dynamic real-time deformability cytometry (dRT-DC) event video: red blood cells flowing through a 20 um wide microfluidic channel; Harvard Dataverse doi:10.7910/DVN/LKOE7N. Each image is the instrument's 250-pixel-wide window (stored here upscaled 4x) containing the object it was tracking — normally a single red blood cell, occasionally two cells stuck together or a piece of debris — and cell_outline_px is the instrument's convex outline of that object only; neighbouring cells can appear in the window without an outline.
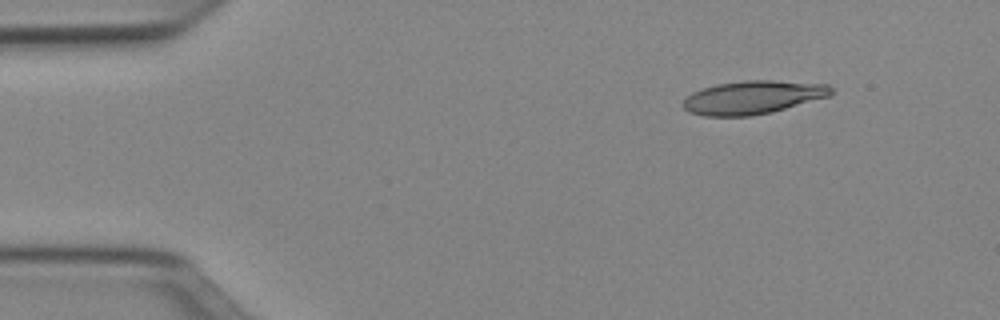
{"species": "Egyptian fruit bat (a non-hibernating species)", "species_latin": "Rousettus aegyptiacus", "temperature_condition": "cold", "stored_images_in_passage": 45, "camera_frame_rate_fps": 3000, "um_per_image_px": 0.085, "animal": {"sex": "female"}, "frame": {"image": 1, "passage_image": 1, "time_ms": 0.0, "image_size_px": [1000, 320], "cell_outline_px": [[832, 92], [828, 96], [772, 112], [752, 116], [704, 116], [688, 112], [680, 104], [692, 92], [716, 84], [744, 80], [772, 80], [828, 84], [832, 88]], "centroid_in_image_um": [63.95, 8.28], "position_along_channel_um": 21.0, "area_um2": 28.73}}
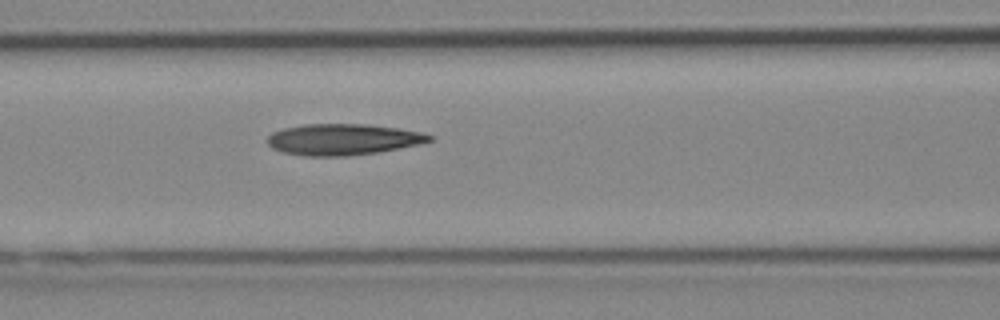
{"frame": {"image": 2, "passage_image": 16, "time_ms": 5.0, "image_size_px": [1000, 320], "cell_outline_px": [[432, 140], [420, 144], [380, 152], [348, 156], [304, 156], [284, 152], [272, 148], [264, 140], [272, 132], [284, 128], [304, 124], [364, 124], [400, 128], [420, 132], [432, 136]], "centroid_in_image_um": [29.13, 11.85], "position_along_channel_um": 137.5, "area_um2": 29.59}}
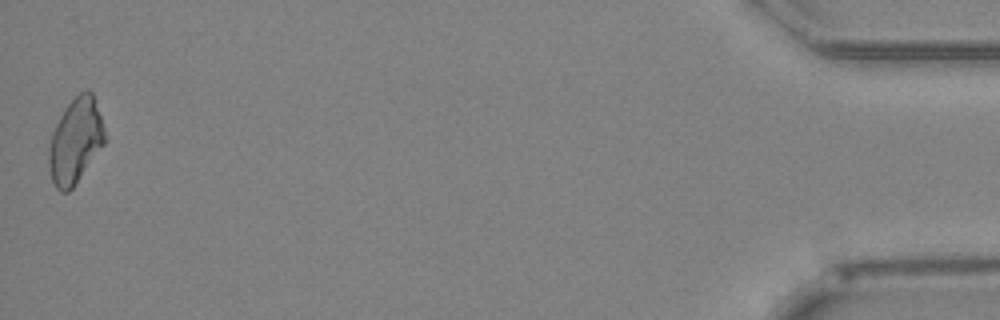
{"frame": {"image": 3, "passage_image": 45, "time_ms": 14.667, "image_size_px": [1000, 320], "cell_outline_px": [[104, 144], [72, 188], [68, 192], [60, 192], [56, 188], [52, 180], [48, 164], [48, 148], [52, 132], [64, 108], [80, 92], [88, 88], [92, 92], [100, 116], [104, 132]], "centroid_in_image_um": [6.38, 11.98], "position_along_channel_um": 428.8, "area_um2": 27.34}, "authors_computed_cell_mechanics": {"area_um2": 28.611, "velocity_mm_per_s": 3.989, "shape_relaxation_time_tau1_ms": 10.3656, "shape_relaxation_time_tau2_ms": null, "deformation_change_tau1": 0.2325, "deformation_change_tau2": null}}